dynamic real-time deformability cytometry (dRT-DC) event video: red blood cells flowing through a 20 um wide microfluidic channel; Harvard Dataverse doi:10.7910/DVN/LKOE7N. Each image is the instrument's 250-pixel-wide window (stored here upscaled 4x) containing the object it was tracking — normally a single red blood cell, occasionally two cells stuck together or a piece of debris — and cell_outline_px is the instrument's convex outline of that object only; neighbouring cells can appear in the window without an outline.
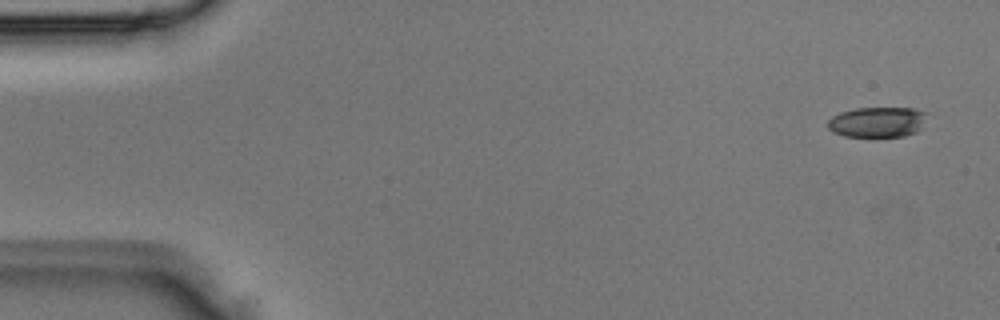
{"species": "Egyptian fruit bat (a non-hibernating species)", "species_latin": "Rousettus aegyptiacus", "temperature_condition": "room temperature", "stored_images_in_passage": 4, "camera_frame_rate_fps": 3000, "um_per_image_px": 0.085, "animal": {"sex": "male"}, "frame": {"image": 1, "passage_image": 1, "time_ms": 0.0, "image_size_px": [1000, 320], "cell_outline_px": [[924, 112], [920, 128], [916, 132], [904, 136], [844, 136], [832, 132], [828, 128], [828, 120], [832, 116], [840, 112], [856, 108], [912, 108]], "centroid_in_image_um": [74.49, 10.37], "position_along_channel_um": 10.5, "area_um2": 17.22}}